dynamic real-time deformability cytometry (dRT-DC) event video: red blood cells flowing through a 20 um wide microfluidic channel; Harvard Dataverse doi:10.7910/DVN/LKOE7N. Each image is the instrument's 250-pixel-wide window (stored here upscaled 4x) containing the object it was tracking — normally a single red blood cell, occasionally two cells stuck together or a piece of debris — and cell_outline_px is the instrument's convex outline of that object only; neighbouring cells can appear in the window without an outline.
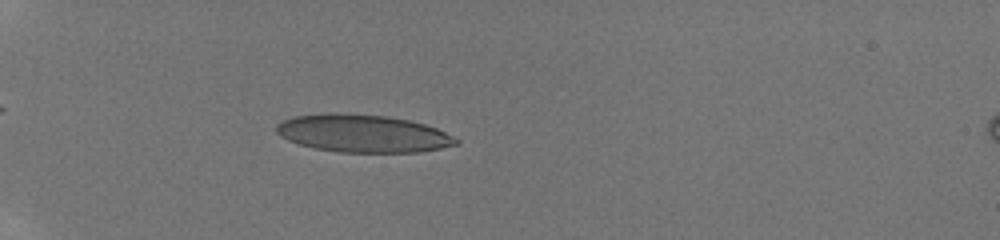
{"species": "human", "species_latin": "Homo sapiens", "temperature_condition": "room temperature", "stored_images_in_passage": 21, "camera_frame_rate_fps": 3000, "um_per_image_px": 0.085, "donor": {"sex": "male"}, "frame": {"image": 1, "passage_image": 9, "time_ms": 5.333, "image_size_px": [1000, 240], "cell_outline_px": [[460, 144], [420, 152], [340, 152], [316, 148], [300, 144], [288, 140], [280, 136], [276, 132], [276, 124], [292, 116], [332, 112], [388, 116], [408, 120], [424, 124], [436, 128], [460, 140]], "centroid_in_image_um": [30.83, 11.34], "position_along_channel_um": 54.2, "area_um2": 39.42}}
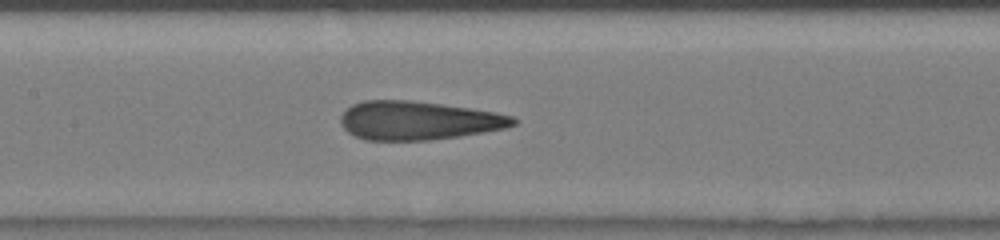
{"frame": {"image": 2, "passage_image": 15, "time_ms": 9.0, "image_size_px": [1000, 240], "cell_outline_px": [[516, 124], [508, 128], [460, 136], [428, 140], [364, 140], [348, 132], [340, 124], [340, 116], [352, 104], [364, 100], [408, 100], [440, 104], [496, 112], [512, 116], [516, 120]], "centroid_in_image_um": [35.55, 10.25], "position_along_channel_um": 171.9, "area_um2": 38.78}}
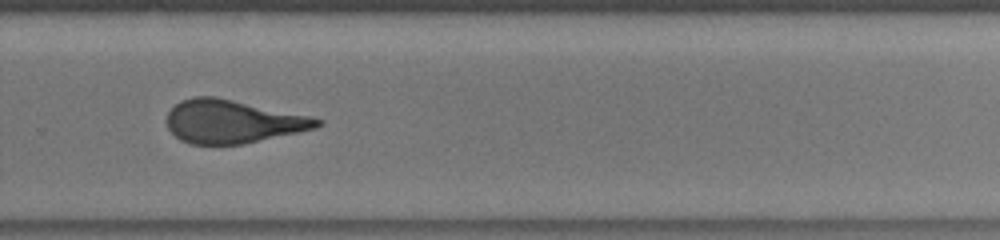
{"frame": {"image": 3, "passage_image": 20, "time_ms": 12.333, "image_size_px": [1000, 240], "cell_outline_px": [[324, 124], [316, 128], [244, 144], [192, 144], [180, 140], [168, 128], [168, 112], [180, 100], [192, 96], [216, 96], [308, 116], [324, 120]], "centroid_in_image_um": [19.76, 10.32], "position_along_channel_um": 310.0, "area_um2": 37.63}}